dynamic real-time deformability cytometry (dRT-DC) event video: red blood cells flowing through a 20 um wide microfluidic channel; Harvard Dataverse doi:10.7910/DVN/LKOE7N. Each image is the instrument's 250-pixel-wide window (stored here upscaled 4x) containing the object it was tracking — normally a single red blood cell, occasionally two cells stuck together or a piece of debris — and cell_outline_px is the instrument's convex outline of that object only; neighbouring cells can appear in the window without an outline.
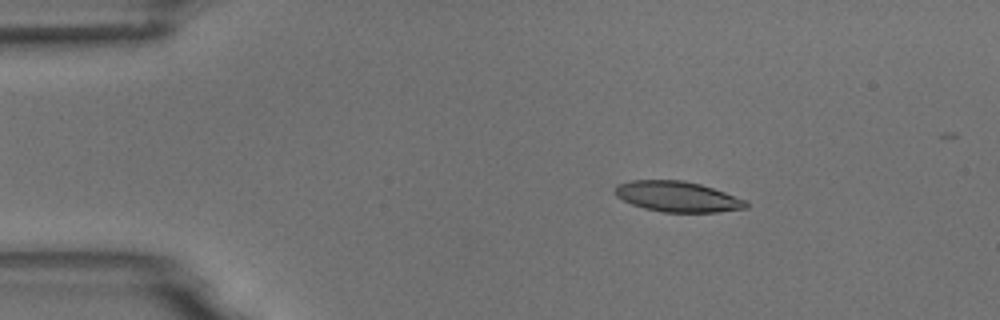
{"species": "common noctule bat (a hibernating species)", "species_latin": "Nyctalus noctula", "temperature_condition": "room temperature", "stored_images_in_passage": 3, "camera_frame_rate_fps": 3000, "um_per_image_px": 0.085, "animal": {"sex": "male", "body_mass_g": 18.8}, "frame": {"image": 1, "passage_image": 2, "time_ms": 1.333, "image_size_px": [1000, 320], "cell_outline_px": [[748, 208], [716, 212], [664, 212], [644, 208], [632, 204], [616, 196], [616, 184], [632, 180], [684, 180], [700, 184], [748, 200]], "centroid_in_image_um": [57.61, 16.71], "position_along_channel_um": 27.4, "area_um2": 23.24}}